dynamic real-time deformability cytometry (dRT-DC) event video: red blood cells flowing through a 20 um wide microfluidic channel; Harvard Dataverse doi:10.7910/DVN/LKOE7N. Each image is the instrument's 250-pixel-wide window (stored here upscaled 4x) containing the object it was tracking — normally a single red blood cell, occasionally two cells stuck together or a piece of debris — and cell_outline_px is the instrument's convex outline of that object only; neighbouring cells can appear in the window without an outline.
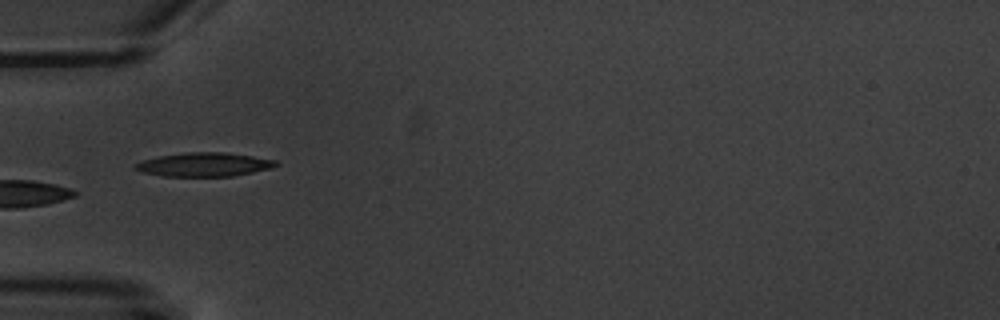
{"species": "common noctule bat (a hibernating species)", "species_latin": "Nyctalus noctula", "temperature_condition": "warm", "stored_images_in_passage": 6, "camera_frame_rate_fps": 3000, "um_per_image_px": 0.085, "animal": {"sex": "male", "body_mass_g": 20.1, "forearm_length_mm": 53.5}, "frame": {"image": 1, "passage_image": 3, "time_ms": 3.0, "image_size_px": [1000, 320], "cell_outline_px": [[280, 164], [268, 168], [252, 172], [232, 176], [160, 176], [144, 172], [132, 168], [132, 164], [144, 160], [160, 156], [184, 152], [228, 152], [276, 160]], "centroid_in_image_um": [17.31, 13.98], "position_along_channel_um": 67.7, "area_um2": 19.48}}
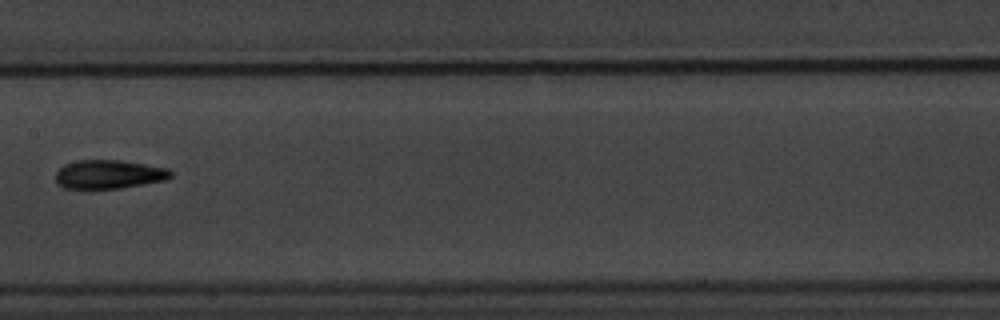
{"frame": {"image": 2, "passage_image": 6, "time_ms": 6.667, "image_size_px": [1000, 320], "cell_outline_px": [[172, 176], [164, 180], [120, 188], [64, 188], [56, 184], [56, 172], [64, 164], [80, 160], [120, 160], [168, 168], [172, 172]], "centroid_in_image_um": [9.23, 14.81], "position_along_channel_um": 198.2, "area_um2": 19.13}}